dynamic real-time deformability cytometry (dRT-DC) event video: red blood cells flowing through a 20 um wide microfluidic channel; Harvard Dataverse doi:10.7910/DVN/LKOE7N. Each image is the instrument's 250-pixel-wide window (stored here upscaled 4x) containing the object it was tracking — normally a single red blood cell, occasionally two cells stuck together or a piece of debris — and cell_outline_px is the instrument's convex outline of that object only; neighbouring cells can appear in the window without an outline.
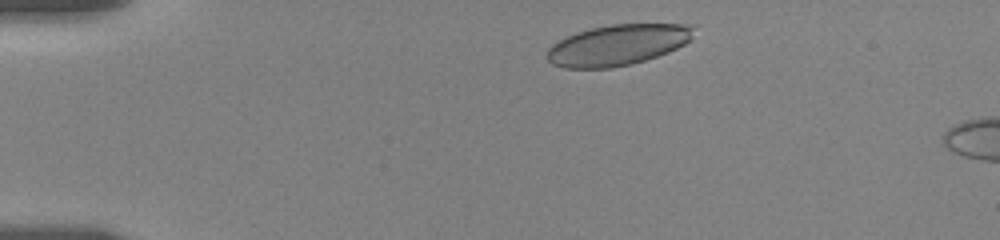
{"species": "human", "species_latin": "Homo sapiens", "temperature_condition": "room temperature", "stored_images_in_passage": 7, "camera_frame_rate_fps": 3000, "um_per_image_px": 0.085, "donor": {"sex": "female"}, "frame": {"image": 1, "passage_image": 2, "time_ms": 0.667, "image_size_px": [1000, 240], "cell_outline_px": [[696, 24], [688, 40], [684, 44], [668, 52], [632, 64], [612, 68], [564, 68], [552, 64], [544, 56], [548, 48], [552, 44], [576, 32], [592, 28], [612, 24]], "centroid_in_image_um": [52.46, 3.83], "position_along_channel_um": 32.5, "area_um2": 34.8}}